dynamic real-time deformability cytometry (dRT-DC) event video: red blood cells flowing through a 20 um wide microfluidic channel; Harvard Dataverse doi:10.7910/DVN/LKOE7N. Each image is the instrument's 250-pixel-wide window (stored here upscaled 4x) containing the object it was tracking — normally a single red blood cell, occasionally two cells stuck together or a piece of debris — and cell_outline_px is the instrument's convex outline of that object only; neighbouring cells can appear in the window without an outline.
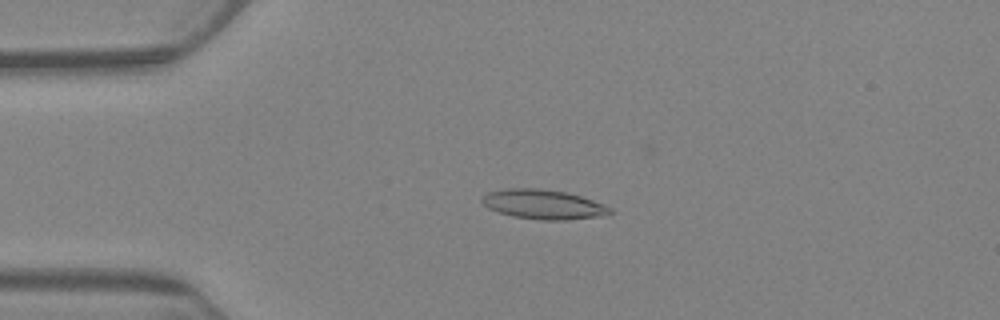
{"species": "Egyptian fruit bat (a non-hibernating species)", "species_latin": "Rousettus aegyptiacus", "temperature_condition": "warm", "stored_images_in_passage": 6, "camera_frame_rate_fps": 3000, "um_per_image_px": 0.085, "animal": {"sex": "female"}, "frame": {"image": 1, "passage_image": 5, "time_ms": 4.667, "image_size_px": [1000, 320], "cell_outline_px": [[612, 212], [604, 216], [564, 220], [540, 220], [512, 216], [488, 208], [480, 200], [488, 192], [504, 188], [540, 188], [568, 192], [604, 204], [612, 208]], "centroid_in_image_um": [46.2, 17.37], "position_along_channel_um": 38.8, "area_um2": 22.14}}